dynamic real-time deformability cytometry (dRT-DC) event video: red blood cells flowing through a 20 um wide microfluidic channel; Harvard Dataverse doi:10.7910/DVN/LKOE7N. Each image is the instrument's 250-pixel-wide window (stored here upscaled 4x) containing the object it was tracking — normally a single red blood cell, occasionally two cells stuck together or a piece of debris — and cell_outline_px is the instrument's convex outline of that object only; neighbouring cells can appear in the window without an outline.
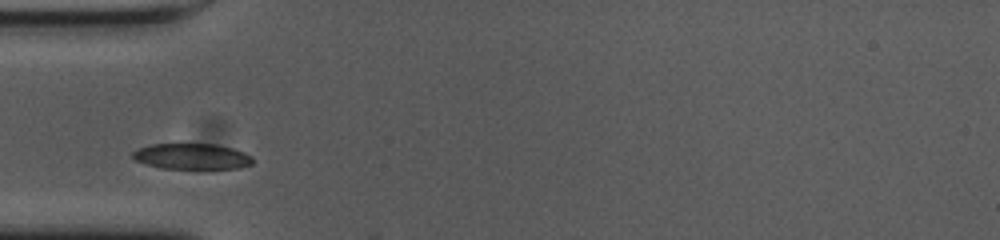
{"species": "common noctule bat (a hibernating species)", "species_latin": "Nyctalus noctula", "temperature_condition": "cold", "stored_images_in_passage": 3, "camera_frame_rate_fps": 3000, "um_per_image_px": 0.085, "animal": {"sex": "female", "body_mass_g": 23.0, "forearm_length_mm": 53.4}, "frame": {"image": 1, "passage_image": 1, "time_ms": 0.0, "image_size_px": [1000, 240], "cell_outline_px": [[252, 164], [240, 168], [164, 168], [144, 164], [136, 160], [132, 156], [132, 152], [148, 144], [216, 144], [232, 148], [244, 152], [252, 156]], "centroid_in_image_um": [16.31, 13.29], "position_along_channel_um": 68.7, "area_um2": 17.92}}